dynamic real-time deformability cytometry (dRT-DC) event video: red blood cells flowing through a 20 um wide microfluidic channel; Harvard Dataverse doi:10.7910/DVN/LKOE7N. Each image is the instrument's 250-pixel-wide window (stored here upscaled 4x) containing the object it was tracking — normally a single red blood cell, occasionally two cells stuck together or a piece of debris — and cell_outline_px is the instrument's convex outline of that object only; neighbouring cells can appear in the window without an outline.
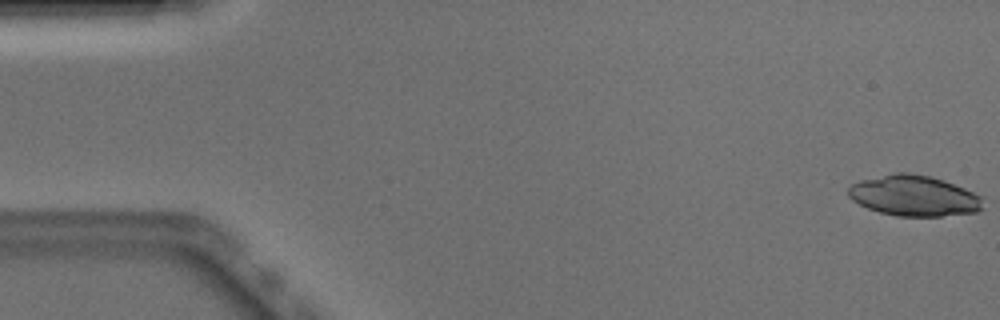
{"species": "Egyptian fruit bat (a non-hibernating species)", "species_latin": "Rousettus aegyptiacus", "temperature_condition": "warm", "stored_images_in_passage": 51, "camera_frame_rate_fps": 3000, "um_per_image_px": 0.085, "animal": {"sex": "male"}, "frame": {"image": 1, "passage_image": 1, "time_ms": 0.0, "image_size_px": [1000, 320], "cell_outline_px": [[980, 208], [976, 212], [940, 216], [896, 216], [880, 212], [868, 208], [852, 200], [848, 196], [848, 188], [852, 184], [860, 180], [900, 172], [904, 172], [928, 176], [944, 180], [964, 188], [980, 196]], "centroid_in_image_um": [77.64, 16.64], "position_along_channel_um": 7.4, "area_um2": 31.39}}
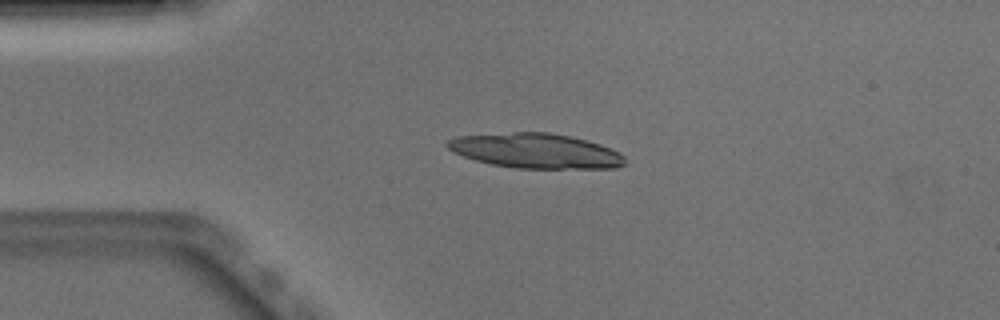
{"frame": {"image": 2, "passage_image": 12, "time_ms": 3.667, "image_size_px": [1000, 320], "cell_outline_px": [[624, 164], [616, 168], [516, 168], [492, 164], [476, 160], [464, 156], [448, 148], [444, 144], [448, 140], [456, 136], [512, 132], [548, 132], [568, 136], [600, 144], [620, 152], [624, 156]], "centroid_in_image_um": [45.53, 12.82], "position_along_channel_um": 39.5, "area_um2": 35.78}}